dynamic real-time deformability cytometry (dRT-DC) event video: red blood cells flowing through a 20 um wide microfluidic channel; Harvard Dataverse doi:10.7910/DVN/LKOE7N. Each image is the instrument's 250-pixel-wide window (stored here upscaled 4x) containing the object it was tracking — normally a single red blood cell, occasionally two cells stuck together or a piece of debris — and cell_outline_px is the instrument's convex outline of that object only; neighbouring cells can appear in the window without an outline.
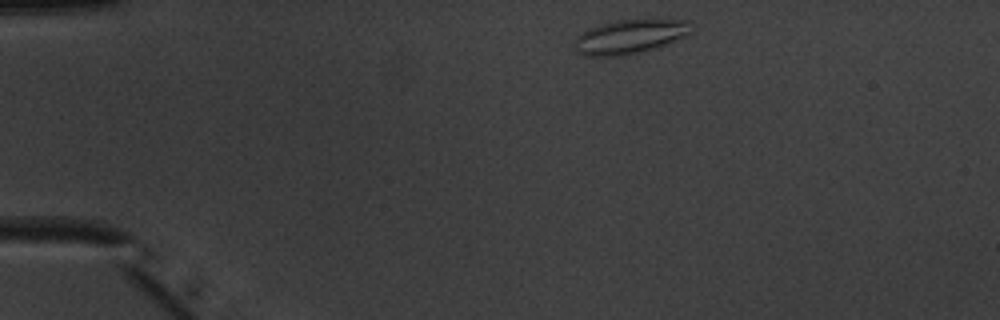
{"species": "common noctule bat (a hibernating species)", "species_latin": "Nyctalus noctula", "temperature_condition": "warm", "stored_images_in_passage": 44, "camera_frame_rate_fps": 3000, "um_per_image_px": 0.085, "animal": {"sex": "male", "body_mass_g": 20.1, "forearm_length_mm": 53.5}, "frame": {"image": 1, "passage_image": 2, "time_ms": 0.333, "image_size_px": [1000, 320], "cell_outline_px": [[692, 32], [684, 36], [656, 48], [624, 56], [584, 56], [576, 52], [576, 36], [600, 24], [616, 20], [684, 20]], "centroid_in_image_um": [53.48, 3.14], "position_along_channel_um": 31.5, "area_um2": 22.72}}
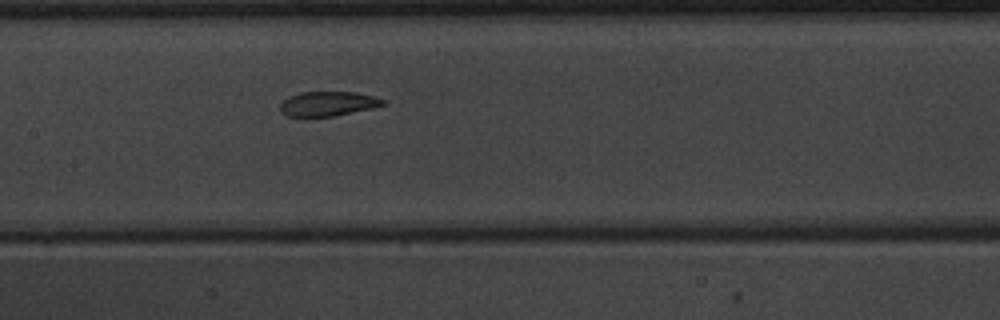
{"frame": {"image": 2, "passage_image": 18, "time_ms": 5.667, "image_size_px": [1000, 320], "cell_outline_px": [[388, 104], [372, 108], [332, 116], [300, 120], [284, 116], [280, 112], [280, 104], [288, 96], [300, 92], [356, 92], [372, 96], [384, 100]], "centroid_in_image_um": [27.76, 8.86], "position_along_channel_um": 179.6, "area_um2": 15.37}}
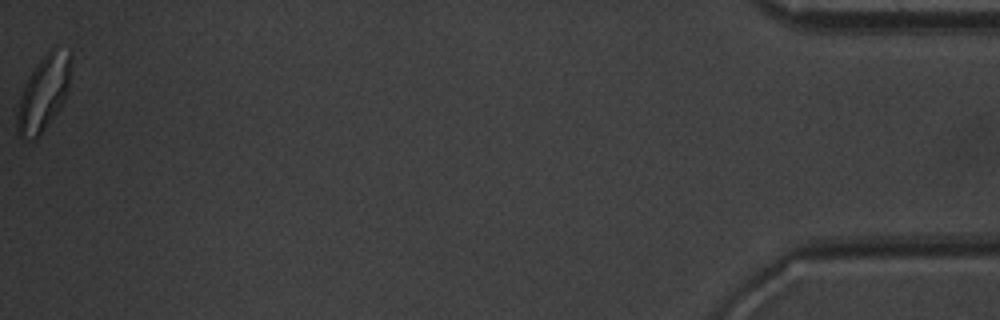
{"frame": {"image": 3, "passage_image": 44, "time_ms": 14.333, "image_size_px": [1000, 320], "cell_outline_px": [[72, 56], [68, 92], [64, 100], [56, 112], [36, 140], [28, 140], [20, 136], [16, 132], [16, 116], [20, 96], [32, 72], [40, 60], [56, 44], [72, 52]], "centroid_in_image_um": [3.73, 7.89], "position_along_channel_um": 431.5, "area_um2": 23.47}, "authors_computed_cell_mechanics": {"area_um2": 16.6753, "velocity_mm_per_s": 3.945, "shape_relaxation_time_tau1_ms": 5.2993, "shape_relaxation_time_tau2_ms": 1.6032, "deformation_change_tau1": 0.1492, "deformation_change_tau2": 0.0698}}